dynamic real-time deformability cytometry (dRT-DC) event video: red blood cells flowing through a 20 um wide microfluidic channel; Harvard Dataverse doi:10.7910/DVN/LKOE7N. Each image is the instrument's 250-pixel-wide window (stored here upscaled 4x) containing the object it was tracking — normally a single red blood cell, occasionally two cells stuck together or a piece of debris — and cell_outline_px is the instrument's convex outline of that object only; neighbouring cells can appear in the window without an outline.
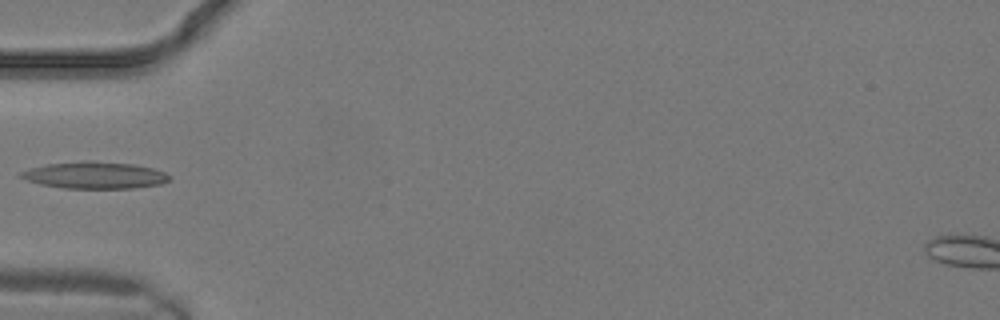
{"species": "common noctule bat (a hibernating species)", "species_latin": "Nyctalus noctula", "temperature_condition": "warm", "stored_images_in_passage": 5, "camera_frame_rate_fps": 3000, "um_per_image_px": 0.085, "animal": {"sex": "male", "body_mass_g": 19.2, "forearm_length_mm": 51.8}, "frame": {"image": 1, "passage_image": 1, "time_ms": 0.0, "image_size_px": [1000, 320], "cell_outline_px": [[172, 180], [160, 184], [132, 188], [64, 188], [40, 184], [28, 180], [20, 176], [20, 172], [44, 164], [84, 160], [92, 160], [132, 164], [152, 168], [164, 172], [172, 176]], "centroid_in_image_um": [8.09, 14.88], "position_along_channel_um": 76.9, "area_um2": 23.29}}
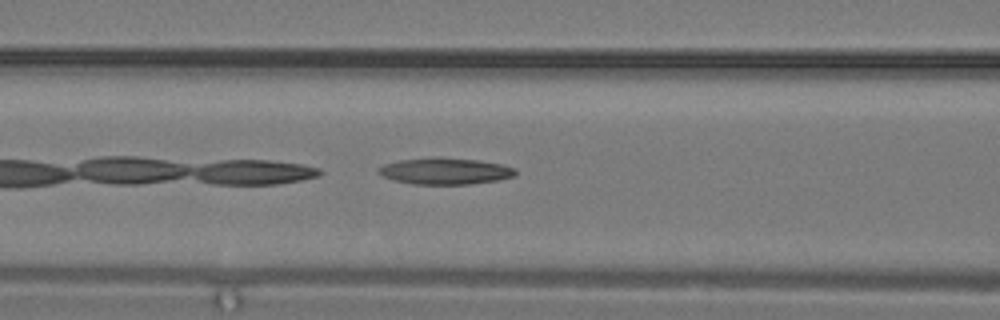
{"frame": {"image": 2, "passage_image": 3, "time_ms": 0.667, "image_size_px": [1000, 320], "cell_outline_px": [[516, 176], [496, 180], [468, 184], [412, 184], [392, 180], [376, 172], [376, 168], [384, 164], [400, 160], [476, 160], [500, 164], [516, 168]], "centroid_in_image_um": [37.82, 14.59], "position_along_channel_um": 128.8, "area_um2": 20.17}}
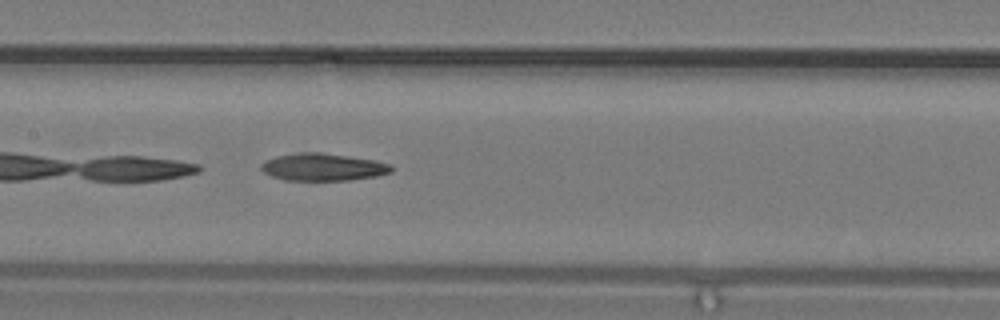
{"frame": {"image": 3, "passage_image": 5, "time_ms": 1.333, "image_size_px": [1000, 320], "cell_outline_px": [[392, 172], [376, 176], [348, 180], [288, 180], [272, 176], [264, 172], [260, 168], [260, 164], [264, 160], [276, 156], [296, 152], [320, 152], [376, 160], [388, 164], [392, 168]], "centroid_in_image_um": [27.41, 14.19], "position_along_channel_um": 180.0, "area_um2": 20.75}}